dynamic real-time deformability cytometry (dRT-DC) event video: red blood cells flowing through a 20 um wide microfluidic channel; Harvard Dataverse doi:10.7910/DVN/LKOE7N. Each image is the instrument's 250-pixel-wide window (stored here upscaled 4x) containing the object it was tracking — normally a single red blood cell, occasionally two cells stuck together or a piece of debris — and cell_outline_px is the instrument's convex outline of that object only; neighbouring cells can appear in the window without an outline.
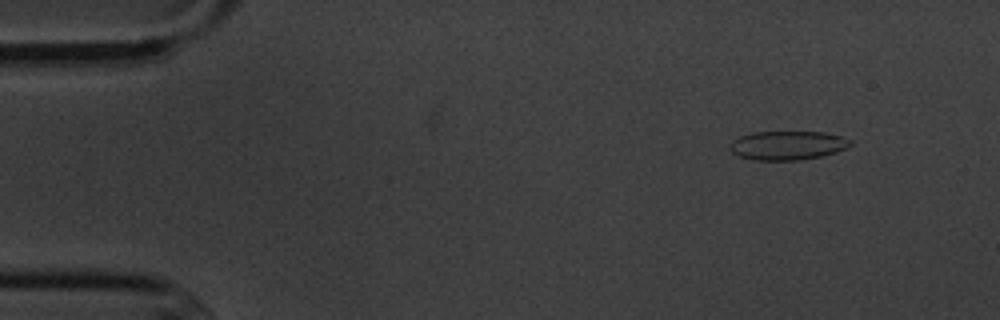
{"species": "common noctule bat (a hibernating species)", "species_latin": "Nyctalus noctula", "temperature_condition": "cold", "stored_images_in_passage": 5, "camera_frame_rate_fps": 3000, "um_per_image_px": 0.085, "animal": {"sex": "male", "body_mass_g": 20.1, "forearm_length_mm": 53.5}, "frame": {"image": 1, "passage_image": 1, "time_ms": 0.0, "image_size_px": [1000, 320], "cell_outline_px": [[852, 144], [836, 152], [824, 156], [796, 160], [752, 160], [740, 156], [732, 152], [728, 148], [732, 140], [740, 136], [752, 132], [824, 132], [840, 136], [852, 140]], "centroid_in_image_um": [66.92, 12.36], "position_along_channel_um": 18.1, "area_um2": 20.35}}
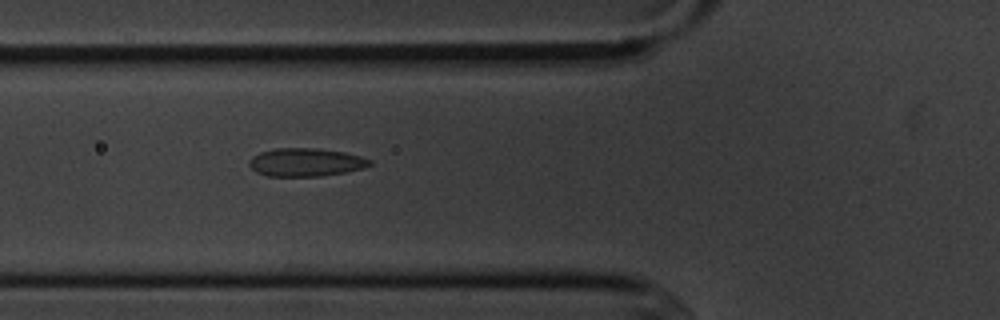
{"frame": {"image": 2, "passage_image": 5, "time_ms": 4.667, "image_size_px": [1000, 320], "cell_outline_px": [[372, 164], [364, 168], [348, 172], [320, 176], [268, 176], [256, 172], [248, 164], [248, 160], [252, 156], [260, 152], [276, 148], [316, 148], [344, 152], [360, 156], [372, 160]], "centroid_in_image_um": [25.99, 13.79], "position_along_channel_um": 99.8, "area_um2": 19.94}}